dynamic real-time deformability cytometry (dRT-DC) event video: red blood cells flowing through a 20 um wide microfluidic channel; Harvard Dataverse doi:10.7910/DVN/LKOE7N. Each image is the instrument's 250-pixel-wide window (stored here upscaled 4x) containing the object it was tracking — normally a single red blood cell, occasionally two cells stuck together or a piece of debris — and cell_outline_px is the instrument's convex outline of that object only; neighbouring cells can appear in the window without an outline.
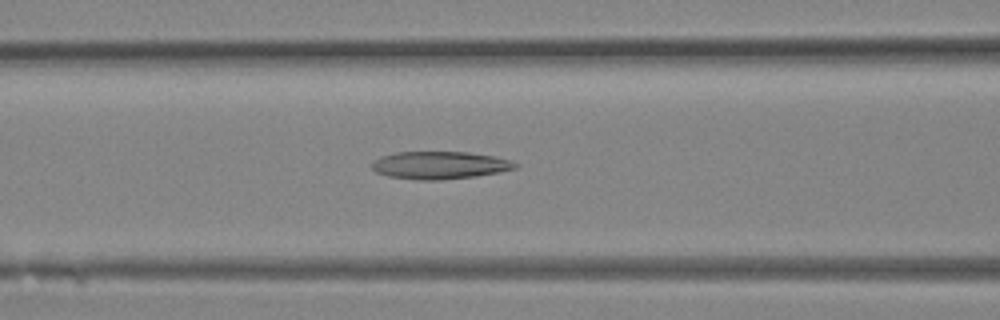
{"species": "Egyptian fruit bat (a non-hibernating species)", "species_latin": "Rousettus aegyptiacus", "temperature_condition": "room temperature", "stored_images_in_passage": 27, "camera_frame_rate_fps": 3000, "um_per_image_px": 0.085, "animal": {"sex": "female"}, "frame": {"image": 1, "passage_image": 8, "time_ms": 2.333, "image_size_px": [1000, 320], "cell_outline_px": [[520, 164], [516, 168], [500, 172], [476, 176], [440, 180], [416, 180], [388, 176], [376, 172], [368, 164], [380, 156], [396, 152], [468, 152], [496, 156], [512, 160]], "centroid_in_image_um": [37.38, 14.04], "position_along_channel_um": 129.2, "area_um2": 23.41}}
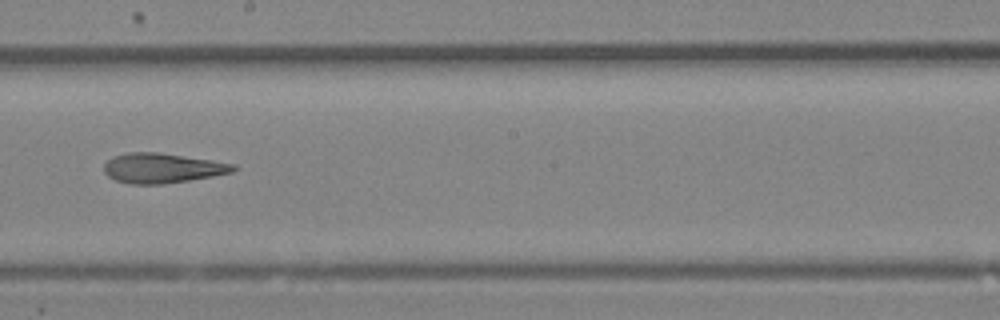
{"frame": {"image": 2, "passage_image": 13, "time_ms": 4.0, "image_size_px": [1000, 320], "cell_outline_px": [[240, 168], [232, 172], [212, 176], [164, 184], [132, 184], [116, 180], [108, 176], [104, 172], [104, 164], [112, 156], [128, 152], [160, 152], [212, 160], [236, 164]], "centroid_in_image_um": [13.81, 14.28], "position_along_channel_um": 234.4, "area_um2": 22.6}}
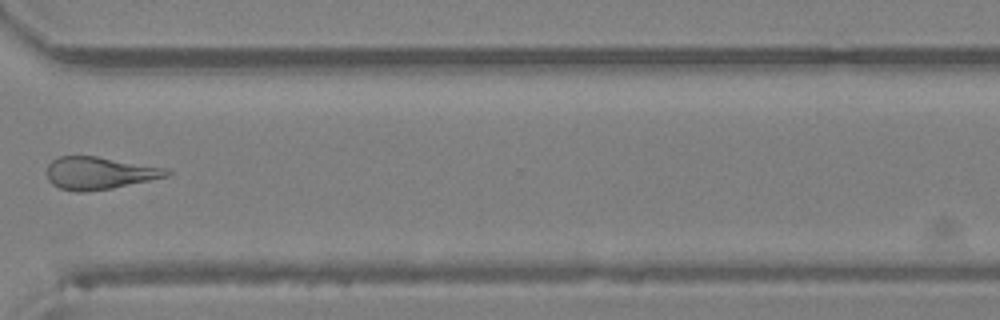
{"frame": {"image": 3, "passage_image": 19, "time_ms": 6.0, "image_size_px": [1000, 320], "cell_outline_px": [[172, 172], [168, 176], [112, 188], [84, 192], [76, 192], [60, 188], [52, 184], [48, 180], [48, 164], [52, 160], [60, 156], [96, 156], [164, 168]], "centroid_in_image_um": [8.41, 14.72], "position_along_channel_um": 362.2, "area_um2": 22.37}}